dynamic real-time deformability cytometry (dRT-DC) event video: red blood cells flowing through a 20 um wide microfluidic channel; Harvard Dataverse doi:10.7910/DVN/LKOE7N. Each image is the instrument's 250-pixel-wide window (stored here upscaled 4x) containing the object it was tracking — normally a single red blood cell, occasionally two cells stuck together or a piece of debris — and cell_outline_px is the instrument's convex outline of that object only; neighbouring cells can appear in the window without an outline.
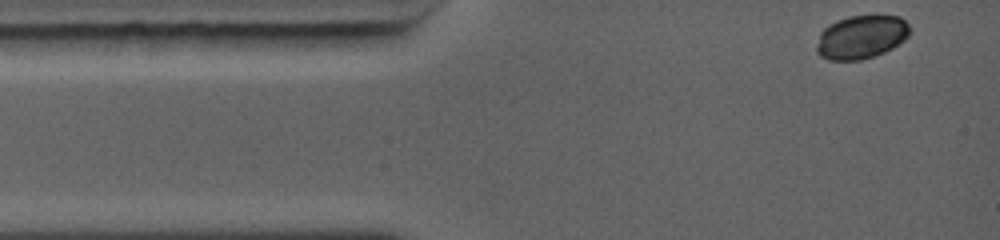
{"species": "common noctule bat (a hibernating species)", "species_latin": "Nyctalus noctula", "temperature_condition": "warm", "stored_images_in_passage": 54, "camera_frame_rate_fps": 5000, "um_per_image_px": 0.085, "animal": {"sex": "female", "body_mass_g": 19.0, "forearm_length_mm": 56.7}, "frame": {"image": 1, "passage_image": 1, "time_ms": 0.0, "image_size_px": [1000, 240], "cell_outline_px": [[908, 36], [904, 40], [892, 48], [884, 52], [860, 60], [828, 60], [820, 56], [816, 52], [816, 44], [820, 32], [828, 24], [836, 20], [848, 16], [900, 16], [908, 24]], "centroid_in_image_um": [73.15, 3.15], "position_along_channel_um": 11.8, "area_um2": 23.58}}
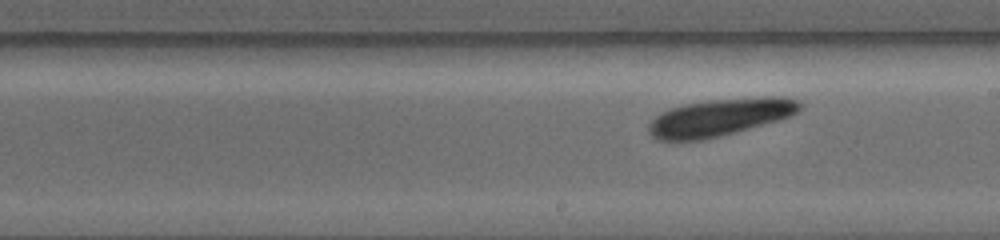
{"frame": {"image": 2, "passage_image": 31, "time_ms": 6.2, "image_size_px": [1000, 240], "cell_outline_px": [[804, 104], [800, 112], [792, 116], [780, 120], [708, 136], [656, 136], [648, 128], [648, 124], [660, 112], [668, 108], [684, 104], [704, 100], [756, 96], [784, 96], [800, 100]], "centroid_in_image_um": [61.43, 9.81], "position_along_channel_um": 227.6, "area_um2": 31.15}}
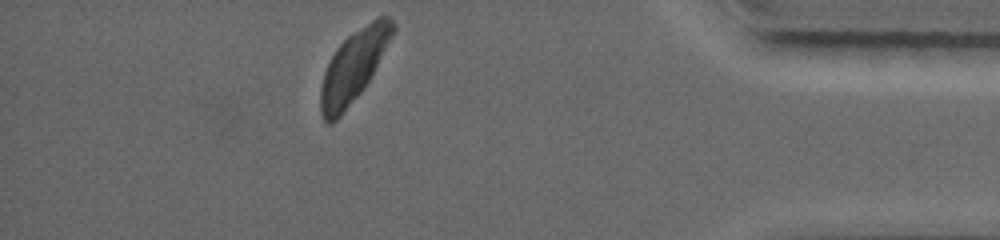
{"frame": {"image": 3, "passage_image": 54, "time_ms": 11.2, "image_size_px": [1000, 240], "cell_outline_px": [[396, 28], [392, 36], [364, 88], [340, 116], [332, 124], [328, 124], [324, 120], [320, 112], [320, 88], [324, 72], [336, 48], [348, 36], [376, 16], [388, 16], [396, 24]], "centroid_in_image_um": [30.04, 5.63], "position_along_channel_um": 405.2, "area_um2": 29.59}, "authors_computed_cell_mechanics": {"area_um2": 29.4491, "velocity_mm_per_s": 4.3908, "shape_relaxation_time_tau1_ms": null, "shape_relaxation_time_tau2_ms": 4.7102, "deformation_change_tau1": null, "deformation_change_tau2": 0.0947}}